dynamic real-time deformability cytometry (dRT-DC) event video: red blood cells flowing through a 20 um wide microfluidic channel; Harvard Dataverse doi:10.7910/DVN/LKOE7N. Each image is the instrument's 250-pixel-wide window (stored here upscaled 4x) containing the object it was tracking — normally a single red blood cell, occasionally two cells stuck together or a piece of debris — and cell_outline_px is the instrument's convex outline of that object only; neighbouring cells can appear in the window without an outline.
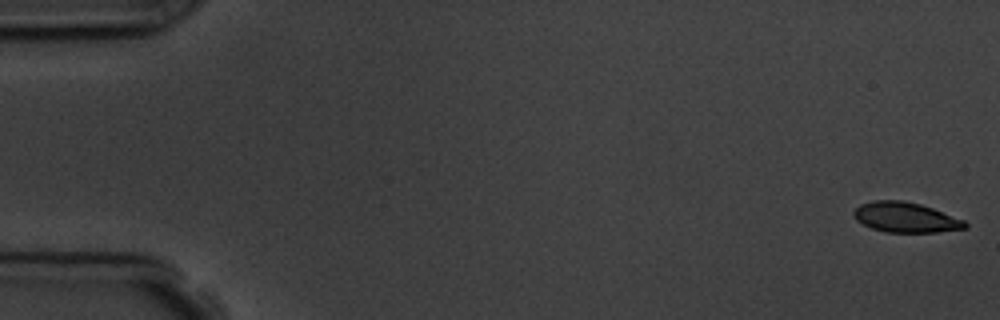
{"species": "common noctule bat (a hibernating species)", "species_latin": "Nyctalus noctula", "temperature_condition": "room temperature", "stored_images_in_passage": 8, "camera_frame_rate_fps": 3000, "um_per_image_px": 0.085, "animal": {"sex": "male", "body_mass_g": 19.5, "forearm_length_mm": 54.6}, "frame": {"image": 1, "passage_image": 1, "time_ms": 0.0, "image_size_px": [1000, 320], "cell_outline_px": [[968, 228], [936, 232], [884, 232], [872, 228], [856, 220], [852, 216], [852, 212], [860, 204], [872, 200], [904, 200], [920, 204], [932, 208], [964, 220], [968, 224]], "centroid_in_image_um": [76.95, 18.47], "position_along_channel_um": 8.0, "area_um2": 19.59}}
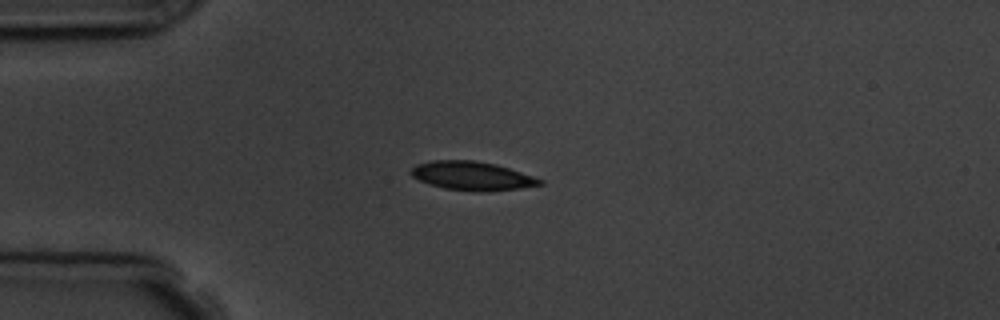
{"frame": {"image": 2, "passage_image": 4, "time_ms": 4.333, "image_size_px": [1000, 320], "cell_outline_px": [[544, 184], [520, 188], [480, 192], [476, 192], [444, 188], [428, 184], [412, 176], [408, 172], [416, 164], [432, 160], [476, 160], [496, 164], [544, 180]], "centroid_in_image_um": [40.1, 14.94], "position_along_channel_um": 44.9, "area_um2": 21.62}}